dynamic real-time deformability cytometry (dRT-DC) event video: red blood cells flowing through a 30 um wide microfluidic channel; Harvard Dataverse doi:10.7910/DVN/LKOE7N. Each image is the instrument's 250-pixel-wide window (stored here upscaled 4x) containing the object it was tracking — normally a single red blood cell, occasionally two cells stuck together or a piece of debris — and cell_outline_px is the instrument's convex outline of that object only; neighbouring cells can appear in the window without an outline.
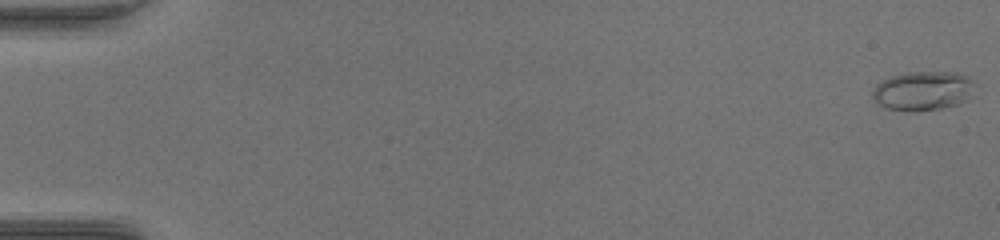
{"species": "common noctule bat (a hibernating species)", "species_latin": "Nyctalus noctula", "temperature_condition": "warm", "stored_images_in_passage": 53, "camera_frame_rate_fps": 3000, "um_per_image_px": 0.085, "animal": {"sex": "female", "body_mass_g": 17.0, "forearm_length_mm": 48.0}, "frame": {"image": 1, "passage_image": 1, "time_ms": 0.0, "image_size_px": [1000, 240], "cell_outline_px": [[976, 84], [968, 100], [960, 104], [944, 108], [916, 112], [908, 112], [884, 108], [872, 96], [872, 92], [876, 84], [880, 80], [892, 76], [908, 72], [956, 72], [968, 76]], "centroid_in_image_um": [78.47, 7.73], "position_along_channel_um": 6.5, "area_um2": 23.87}}
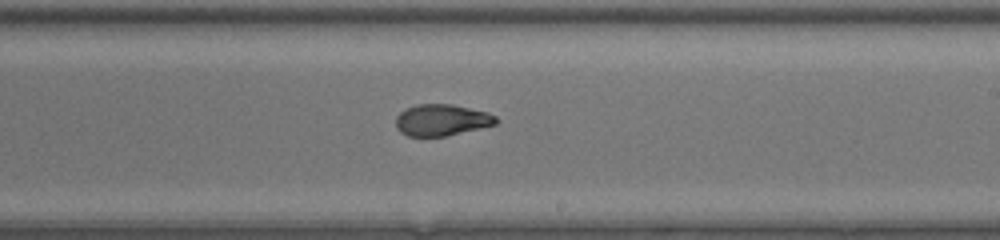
{"frame": {"image": 2, "passage_image": 33, "time_ms": 10.667, "image_size_px": [1000, 240], "cell_outline_px": [[500, 120], [496, 124], [444, 136], [408, 136], [400, 132], [396, 128], [396, 116], [404, 108], [416, 104], [452, 104], [488, 112], [496, 116]], "centroid_in_image_um": [37.52, 10.19], "position_along_channel_um": 251.5, "area_um2": 18.44}}
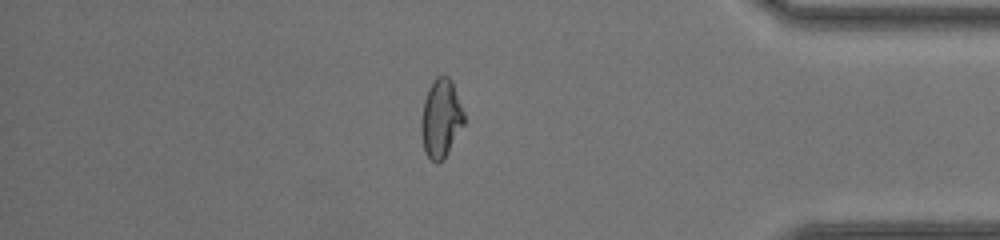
{"frame": {"image": 3, "passage_image": 46, "time_ms": 15.0, "image_size_px": [1000, 240], "cell_outline_px": [[464, 124], [444, 160], [436, 164], [424, 152], [420, 132], [420, 120], [424, 100], [428, 88], [436, 76], [448, 76], [452, 80], [464, 112]], "centroid_in_image_um": [37.46, 10.08], "position_along_channel_um": 397.7, "area_um2": 19.88}, "authors_computed_cell_mechanics": {"area_um2": 19.8832, "velocity_mm_per_s": 4.019, "shape_relaxation_time_tau1_ms": 6.0587, "shape_relaxation_time_tau2_ms": 1.5451, "deformation_change_tau1": 0.2359, "deformation_change_tau2": 0.0689}}